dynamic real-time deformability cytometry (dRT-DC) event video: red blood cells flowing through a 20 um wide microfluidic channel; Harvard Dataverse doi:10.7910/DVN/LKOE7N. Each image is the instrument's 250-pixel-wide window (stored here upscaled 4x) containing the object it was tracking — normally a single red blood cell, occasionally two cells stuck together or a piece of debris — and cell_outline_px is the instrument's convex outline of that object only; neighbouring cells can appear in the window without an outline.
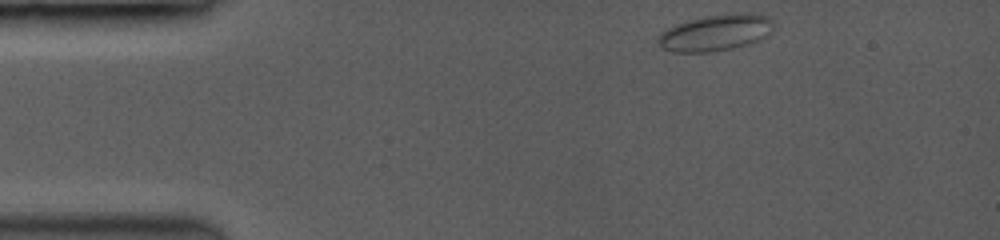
{"species": "common noctule bat (a hibernating species)", "species_latin": "Nyctalus noctula", "temperature_condition": "room temperature", "stored_images_in_passage": 51, "camera_frame_rate_fps": 3500, "um_per_image_px": 0.085, "animal": {"sex": "female", "body_mass_g": 19.0, "forearm_length_mm": 53.3}, "frame": {"image": 1, "passage_image": 1, "time_ms": 0.0, "image_size_px": [1000, 240], "cell_outline_px": [[768, 20], [760, 36], [752, 40], [728, 48], [708, 52], [676, 52], [664, 48], [660, 44], [660, 36], [668, 28], [692, 20], [712, 16], [764, 16]], "centroid_in_image_um": [60.57, 2.84], "position_along_channel_um": 24.4, "area_um2": 21.21}}
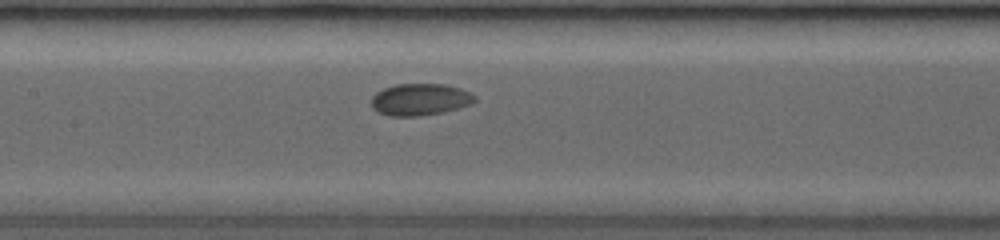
{"frame": {"image": 2, "passage_image": 21, "time_ms": 5.714, "image_size_px": [1000, 240], "cell_outline_px": [[476, 100], [468, 104], [456, 108], [440, 112], [416, 116], [392, 116], [380, 112], [372, 108], [372, 96], [376, 92], [384, 88], [396, 84], [444, 84], [460, 88], [468, 92]], "centroid_in_image_um": [35.64, 8.44], "position_along_channel_um": 171.8, "area_um2": 18.73}}
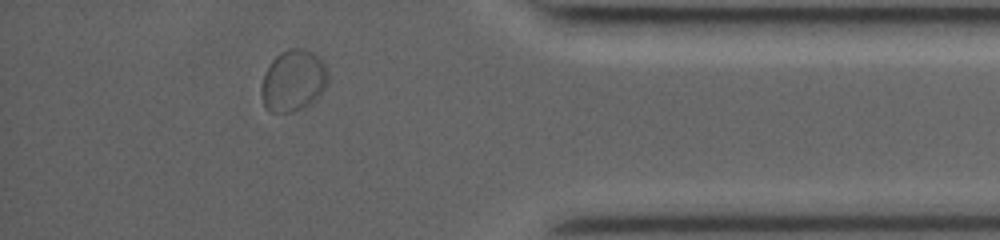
{"frame": {"image": 3, "passage_image": 44, "time_ms": 12.286, "image_size_px": [1000, 240], "cell_outline_px": [[328, 84], [304, 108], [292, 112], [268, 112], [264, 108], [260, 92], [260, 88], [264, 72], [272, 60], [280, 52], [292, 48], [304, 48], [312, 52], [324, 60], [328, 72]], "centroid_in_image_um": [24.9, 6.84], "position_along_channel_um": 410.3, "area_um2": 24.16}, "authors_computed_cell_mechanics": {"area_um2": 18.9006, "velocity_mm_per_s": 3.8558, "shape_relaxation_time_tau1_ms": 1.5593, "shape_relaxation_time_tau2_ms": 1.2935, "deformation_change_tau1": 0.0397, "deformation_change_tau2": 0.0316}}